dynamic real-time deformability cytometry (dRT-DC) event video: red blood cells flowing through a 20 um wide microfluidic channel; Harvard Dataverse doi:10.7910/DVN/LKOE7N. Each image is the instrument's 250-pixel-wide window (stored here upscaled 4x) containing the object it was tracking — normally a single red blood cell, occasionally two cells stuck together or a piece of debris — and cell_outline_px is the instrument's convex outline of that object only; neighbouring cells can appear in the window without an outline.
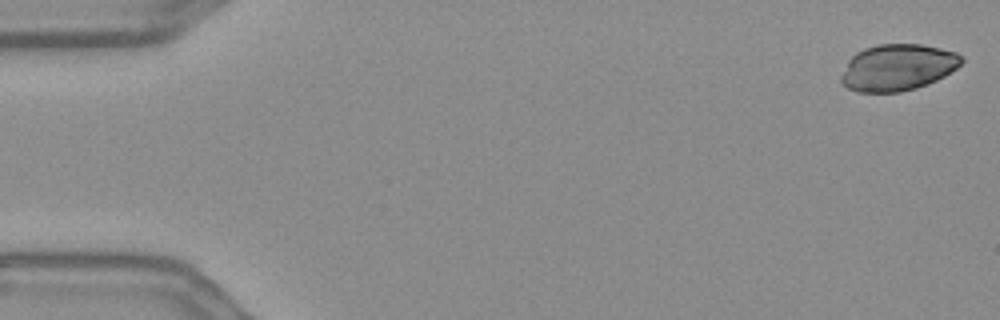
{"species": "Egyptian fruit bat (a non-hibernating species)", "species_latin": "Rousettus aegyptiacus", "temperature_condition": "warm", "stored_images_in_passage": 24, "camera_frame_rate_fps": 3000, "um_per_image_px": 0.085, "frame": {"image": 1, "passage_image": 1, "time_ms": 0.0, "image_size_px": [1000, 320], "cell_outline_px": [[964, 60], [956, 68], [944, 76], [928, 84], [916, 88], [900, 92], [856, 92], [840, 84], [840, 76], [848, 60], [856, 52], [864, 48], [876, 44], [920, 44], [940, 48], [956, 52], [964, 56]], "centroid_in_image_um": [76.28, 5.73], "position_along_channel_um": 8.7, "area_um2": 32.89}}